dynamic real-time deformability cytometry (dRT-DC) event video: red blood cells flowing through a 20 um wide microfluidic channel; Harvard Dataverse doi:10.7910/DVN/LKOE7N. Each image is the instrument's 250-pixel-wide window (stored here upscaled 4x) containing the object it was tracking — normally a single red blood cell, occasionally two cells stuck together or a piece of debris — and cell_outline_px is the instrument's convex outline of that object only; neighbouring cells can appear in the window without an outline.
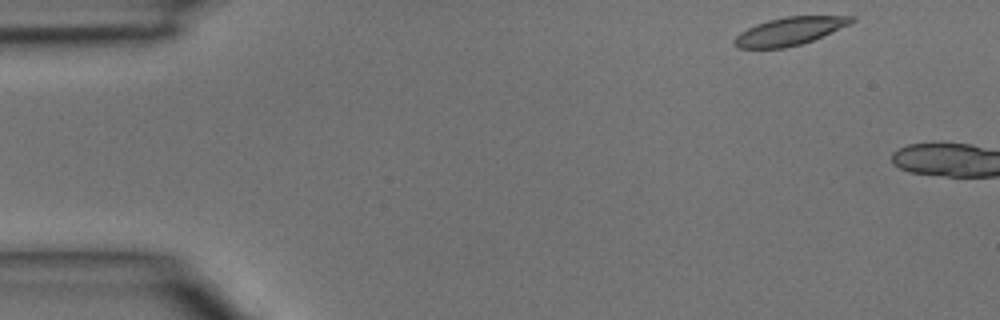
{"species": "common noctule bat (a hibernating species)", "species_latin": "Nyctalus noctula", "temperature_condition": "room temperature", "stored_images_in_passage": 2, "camera_frame_rate_fps": 3000, "um_per_image_px": 0.085, "animal": {"sex": "male", "body_mass_g": 15.6}, "frame": {"image": 1, "passage_image": 1, "time_ms": 0.0, "image_size_px": [1000, 320], "cell_outline_px": [[856, 20], [852, 24], [812, 40], [800, 44], [784, 48], [736, 48], [732, 44], [732, 40], [740, 32], [756, 24], [768, 20], [788, 16], [856, 16]], "centroid_in_image_um": [67.11, 2.65], "position_along_channel_um": 17.9, "area_um2": 19.13}}